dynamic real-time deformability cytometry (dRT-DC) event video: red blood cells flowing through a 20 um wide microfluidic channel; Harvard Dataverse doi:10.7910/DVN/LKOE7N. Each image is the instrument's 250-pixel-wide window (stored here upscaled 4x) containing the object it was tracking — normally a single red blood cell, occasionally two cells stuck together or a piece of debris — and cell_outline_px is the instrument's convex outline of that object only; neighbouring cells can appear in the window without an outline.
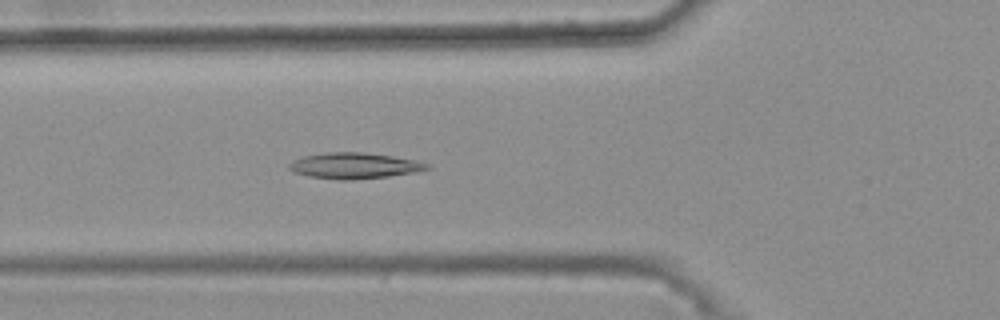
{"species": "common noctule bat (a hibernating species)", "species_latin": "Nyctalus noctula", "temperature_condition": "warm", "stored_images_in_passage": 45, "camera_frame_rate_fps": 3000, "um_per_image_px": 0.085, "animal": {"sex": "female", "body_mass_g": 25.1}, "frame": {"image": 1, "passage_image": 18, "time_ms": 5.667, "image_size_px": [1000, 320], "cell_outline_px": [[432, 168], [416, 172], [388, 176], [348, 180], [340, 180], [308, 176], [292, 172], [288, 168], [288, 164], [292, 160], [304, 156], [324, 152], [364, 152], [392, 156], [416, 160], [428, 164]], "centroid_in_image_um": [30.09, 14.08], "position_along_channel_um": 95.7, "area_um2": 20.92}}
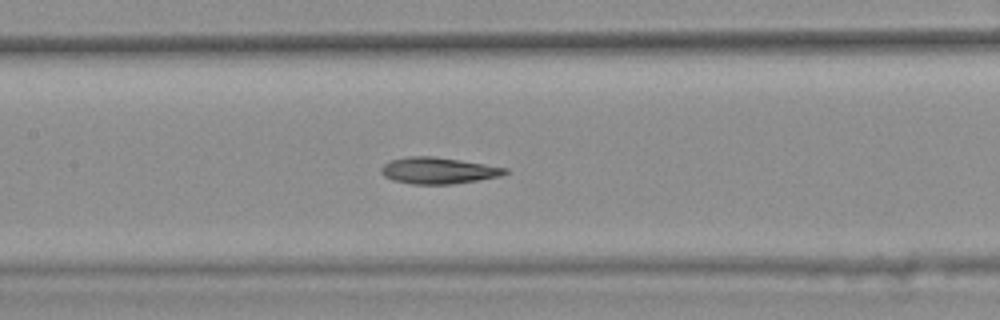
{"frame": {"image": 2, "passage_image": 24, "time_ms": 7.667, "image_size_px": [1000, 320], "cell_outline_px": [[508, 172], [500, 176], [452, 184], [412, 184], [392, 180], [384, 176], [380, 172], [380, 168], [388, 160], [408, 156], [432, 156], [460, 160], [508, 168]], "centroid_in_image_um": [37.2, 14.49], "position_along_channel_um": 170.2, "area_um2": 19.07}}
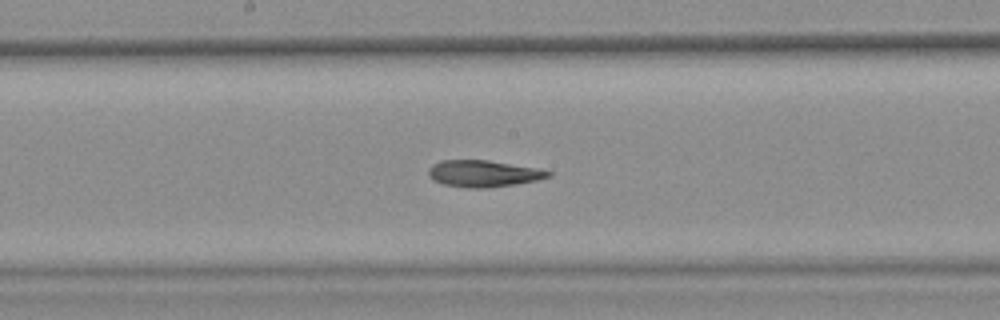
{"frame": {"image": 3, "passage_image": 27, "time_ms": 8.667, "image_size_px": [1000, 320], "cell_outline_px": [[552, 176], [536, 180], [512, 184], [484, 188], [468, 188], [444, 184], [432, 180], [428, 176], [428, 168], [432, 164], [440, 160], [488, 160], [536, 168], [552, 172]], "centroid_in_image_um": [41.03, 14.74], "position_along_channel_um": 207.2, "area_um2": 18.5}, "authors_computed_cell_mechanics": {"area_um2": 19.3052, "velocity_mm_per_s": 3.7141, "shape_relaxation_time_tau1_ms": null, "shape_relaxation_time_tau2_ms": 4.3145, "deformation_change_tau1": null, "deformation_change_tau2": 0.1123}}